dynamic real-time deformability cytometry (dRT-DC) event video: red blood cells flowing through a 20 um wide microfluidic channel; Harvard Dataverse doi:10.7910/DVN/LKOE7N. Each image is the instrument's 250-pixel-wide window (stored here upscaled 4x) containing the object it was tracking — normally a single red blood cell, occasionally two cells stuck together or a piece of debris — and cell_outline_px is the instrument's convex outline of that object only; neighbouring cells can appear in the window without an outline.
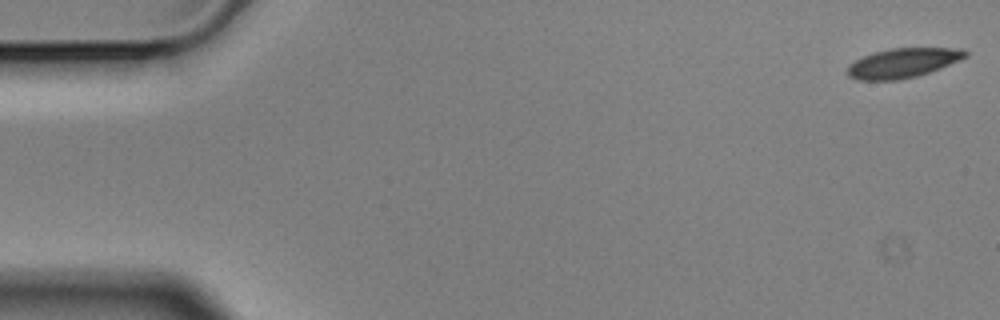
{"species": "Egyptian fruit bat (a non-hibernating species)", "species_latin": "Rousettus aegyptiacus", "temperature_condition": "cold", "stored_images_in_passage": 9, "camera_frame_rate_fps": 3000, "um_per_image_px": 0.085, "animal": {"sex": "male"}, "frame": {"image": 1, "passage_image": 1, "time_ms": 0.0, "image_size_px": [1000, 320], "cell_outline_px": [[968, 56], [960, 60], [940, 68], [916, 76], [900, 80], [856, 80], [848, 76], [844, 72], [848, 64], [872, 52], [892, 48], [964, 48], [968, 52]], "centroid_in_image_um": [76.71, 5.35], "position_along_channel_um": 8.3, "area_um2": 20.52}}
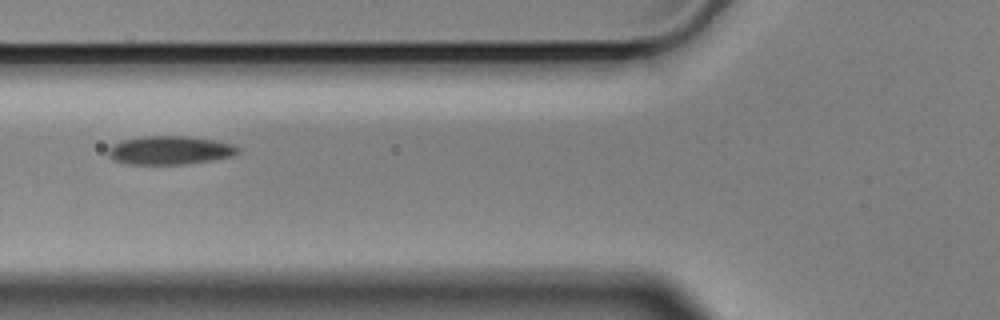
{"frame": {"image": 2, "passage_image": 6, "time_ms": 1.667, "image_size_px": [1000, 320], "cell_outline_px": [[240, 152], [232, 156], [212, 160], [184, 164], [124, 164], [112, 160], [108, 156], [108, 148], [112, 144], [120, 140], [144, 136], [184, 136], [212, 140], [232, 144], [240, 148]], "centroid_in_image_um": [14.38, 12.78], "position_along_channel_um": 111.4, "area_um2": 21.68}}
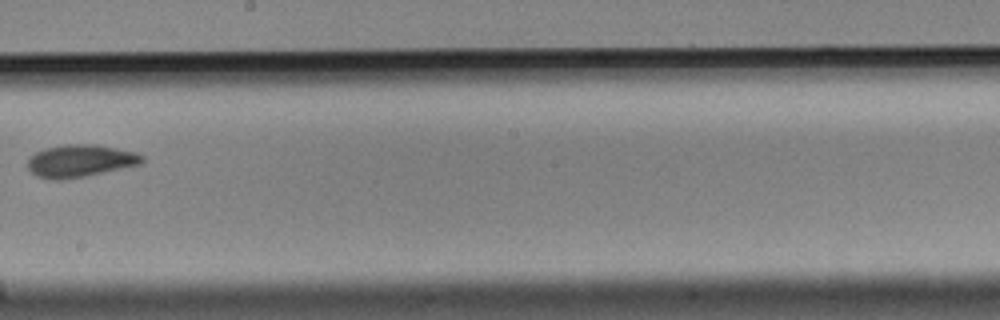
{"frame": {"image": 3, "passage_image": 9, "time_ms": 2.667, "image_size_px": [1000, 320], "cell_outline_px": [[144, 160], [140, 164], [84, 176], [60, 180], [56, 180], [36, 176], [28, 168], [28, 160], [36, 152], [44, 148], [64, 144], [96, 144], [136, 152], [144, 156]], "centroid_in_image_um": [6.81, 13.66], "position_along_channel_um": 241.4, "area_um2": 21.44}}